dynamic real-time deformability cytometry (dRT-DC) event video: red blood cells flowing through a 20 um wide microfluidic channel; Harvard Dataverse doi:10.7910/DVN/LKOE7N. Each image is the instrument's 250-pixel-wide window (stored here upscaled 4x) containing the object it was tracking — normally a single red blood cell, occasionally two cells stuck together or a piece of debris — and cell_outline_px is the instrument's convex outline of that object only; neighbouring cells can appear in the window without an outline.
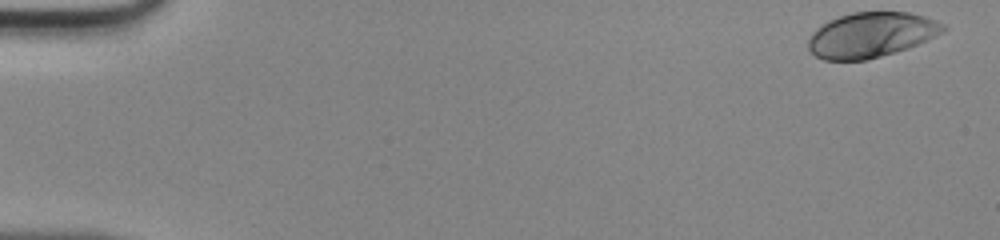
{"species": "human", "species_latin": "Homo sapiens", "temperature_condition": "room temperature", "stored_images_in_passage": 47, "camera_frame_rate_fps": 3000, "um_per_image_px": 0.085, "donor": {"sex": "male"}, "frame": {"image": 1, "passage_image": 1, "time_ms": 0.0, "image_size_px": [1000, 240], "cell_outline_px": [[948, 28], [944, 32], [908, 48], [896, 52], [868, 60], [824, 60], [816, 56], [808, 48], [808, 40], [812, 32], [816, 28], [828, 20], [852, 12], [908, 12], [924, 16], [936, 20], [944, 24]], "centroid_in_image_um": [74.05, 2.96], "position_along_channel_um": 11.0, "area_um2": 35.55}}
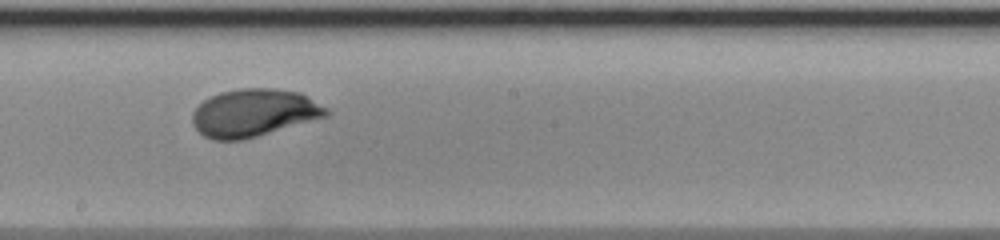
{"frame": {"image": 2, "passage_image": 27, "time_ms": 8.667, "image_size_px": [1000, 240], "cell_outline_px": [[332, 112], [328, 116], [256, 136], [240, 140], [212, 140], [204, 136], [192, 124], [192, 112], [204, 100], [220, 92], [240, 88], [276, 88], [300, 92], [328, 108]], "centroid_in_image_um": [21.59, 9.58], "position_along_channel_um": 226.6, "area_um2": 37.17}}
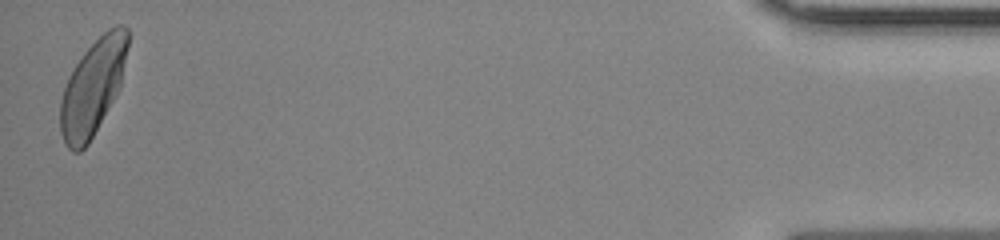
{"frame": {"image": 3, "passage_image": 47, "time_ms": 15.333, "image_size_px": [1000, 240], "cell_outline_px": [[128, 48], [120, 84], [112, 100], [88, 144], [80, 152], [72, 152], [64, 144], [60, 132], [60, 100], [68, 76], [84, 52], [108, 28], [116, 24], [124, 24], [128, 28]], "centroid_in_image_um": [7.86, 7.41], "position_along_channel_um": 427.3, "area_um2": 37.11}}